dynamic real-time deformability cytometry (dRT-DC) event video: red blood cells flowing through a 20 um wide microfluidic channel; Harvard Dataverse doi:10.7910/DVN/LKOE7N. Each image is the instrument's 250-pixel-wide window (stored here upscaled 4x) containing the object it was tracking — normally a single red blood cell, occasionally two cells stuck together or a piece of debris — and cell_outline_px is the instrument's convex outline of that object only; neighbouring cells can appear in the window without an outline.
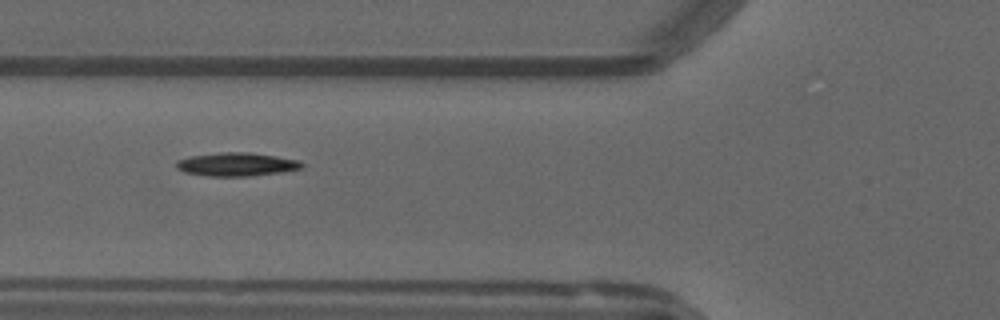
{"species": "common noctule bat (a hibernating species)", "species_latin": "Nyctalus noctula", "temperature_condition": "warm", "stored_images_in_passage": 54, "camera_frame_rate_fps": 3000, "um_per_image_px": 0.085, "animal": {"sex": "male", "forearm_length_mm": 52.5}, "frame": {"image": 1, "passage_image": 20, "time_ms": 6.333, "image_size_px": [1000, 320], "cell_outline_px": [[304, 168], [280, 172], [252, 176], [208, 176], [184, 172], [176, 168], [176, 160], [192, 156], [220, 152], [248, 152], [276, 156], [300, 160], [304, 164]], "centroid_in_image_um": [20.13, 13.97], "position_along_channel_um": 105.7, "area_um2": 17.22}}
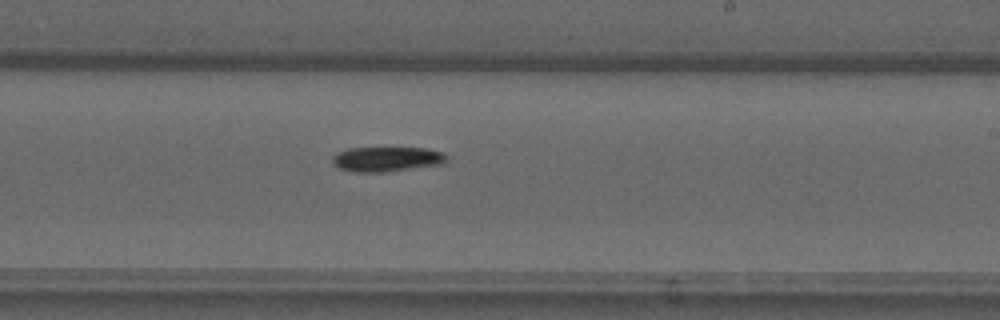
{"frame": {"image": 2, "passage_image": 32, "time_ms": 10.333, "image_size_px": [1000, 320], "cell_outline_px": [[448, 160], [444, 164], [384, 172], [356, 172], [340, 168], [332, 160], [332, 156], [336, 152], [348, 148], [424, 148], [444, 152], [448, 156]], "centroid_in_image_um": [32.92, 13.52], "position_along_channel_um": 256.1, "area_um2": 16.59}}
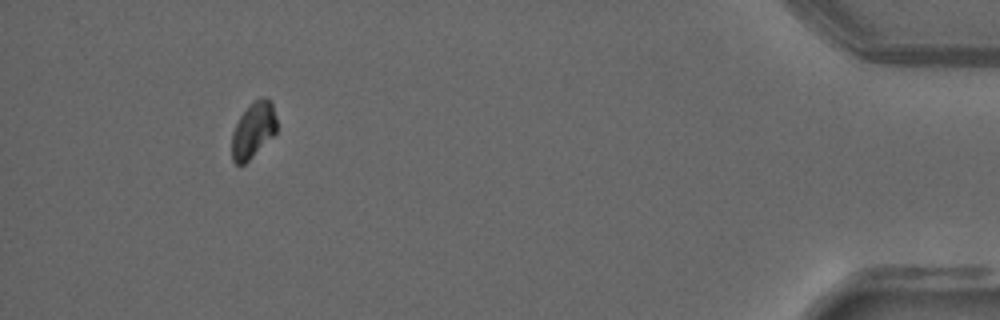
{"frame": {"image": 3, "passage_image": 50, "time_ms": 16.333, "image_size_px": [1000, 320], "cell_outline_px": [[276, 132], [244, 164], [236, 164], [232, 160], [232, 132], [240, 116], [260, 96], [264, 96], [272, 100], [276, 116]], "centroid_in_image_um": [21.54, 11.03], "position_along_channel_um": 413.7, "area_um2": 14.33}, "authors_computed_cell_mechanics": {"area_um2": 15.7505, "velocity_mm_per_s": 3.7654, "shape_relaxation_time_tau1_ms": 6.5823, "shape_relaxation_time_tau2_ms": null, "deformation_change_tau1": 0.1532, "deformation_change_tau2": null}}